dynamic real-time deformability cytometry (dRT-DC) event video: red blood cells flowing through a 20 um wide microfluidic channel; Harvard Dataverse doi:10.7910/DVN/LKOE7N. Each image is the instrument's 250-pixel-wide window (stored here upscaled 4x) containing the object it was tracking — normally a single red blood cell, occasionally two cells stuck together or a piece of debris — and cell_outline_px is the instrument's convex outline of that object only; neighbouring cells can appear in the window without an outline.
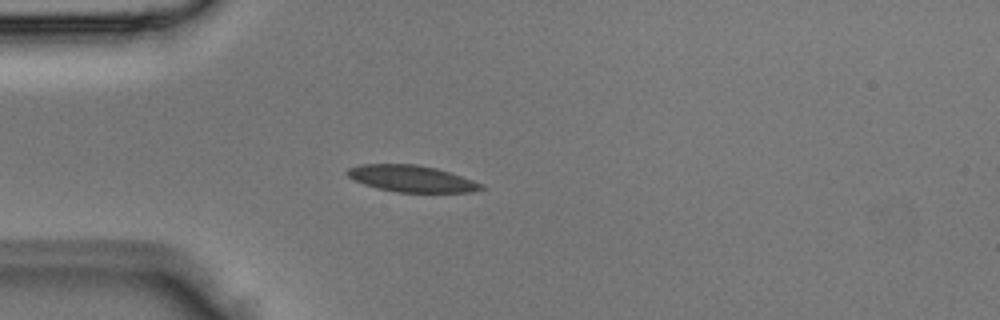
{"species": "Egyptian fruit bat (a non-hibernating species)", "species_latin": "Rousettus aegyptiacus", "temperature_condition": "room temperature", "stored_images_in_passage": 3, "camera_frame_rate_fps": 3000, "um_per_image_px": 0.085, "animal": {"sex": "male"}, "frame": {"image": 1, "passage_image": 3, "time_ms": 0.667, "image_size_px": [1000, 320], "cell_outline_px": [[484, 188], [472, 192], [396, 192], [376, 188], [352, 180], [344, 172], [348, 168], [360, 164], [416, 164], [436, 168], [484, 184]], "centroid_in_image_um": [34.93, 15.18], "position_along_channel_um": 50.1, "area_um2": 20.75}}